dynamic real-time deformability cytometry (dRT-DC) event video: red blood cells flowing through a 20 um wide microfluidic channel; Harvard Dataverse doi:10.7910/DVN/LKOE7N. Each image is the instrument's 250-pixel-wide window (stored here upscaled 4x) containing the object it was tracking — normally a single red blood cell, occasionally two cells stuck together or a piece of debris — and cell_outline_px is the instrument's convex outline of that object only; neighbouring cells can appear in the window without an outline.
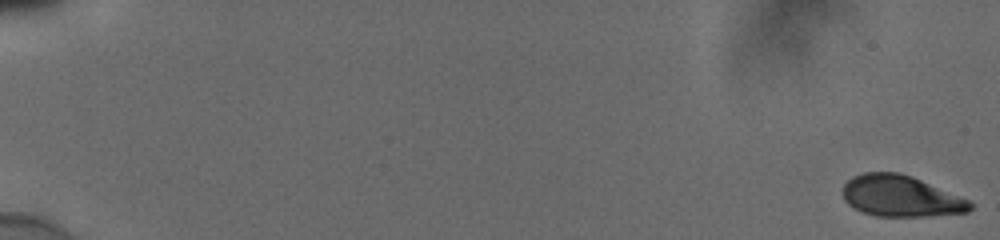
{"species": "human", "species_latin": "Homo sapiens", "temperature_condition": "cold", "stored_images_in_passage": 56, "camera_frame_rate_fps": 3000, "um_per_image_px": 0.085, "donor": {"sex": "male"}, "frame": {"image": 1, "passage_image": 1, "time_ms": 0.0, "image_size_px": [1000, 240], "cell_outline_px": [[976, 204], [968, 212], [924, 216], [876, 216], [864, 212], [848, 204], [844, 200], [844, 184], [852, 176], [864, 172], [900, 172], [912, 176], [972, 200]], "centroid_in_image_um": [76.62, 16.66], "position_along_channel_um": 8.4, "area_um2": 30.75}}
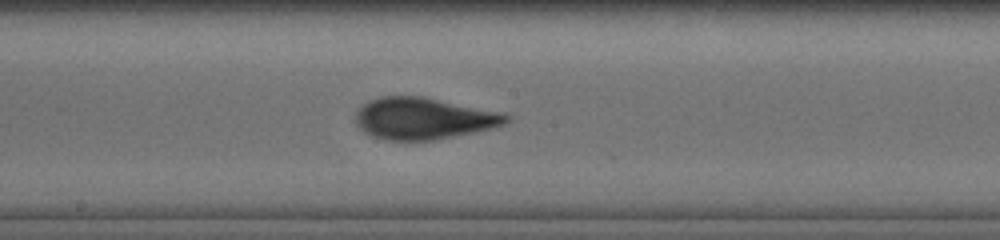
{"frame": {"image": 2, "passage_image": 33, "time_ms": 10.667, "image_size_px": [1000, 240], "cell_outline_px": [[512, 116], [504, 124], [492, 128], [432, 140], [388, 140], [372, 136], [364, 132], [356, 124], [356, 112], [368, 100], [380, 96], [424, 96], [504, 112]], "centroid_in_image_um": [36.01, 10.05], "position_along_channel_um": 212.2, "area_um2": 36.65}}
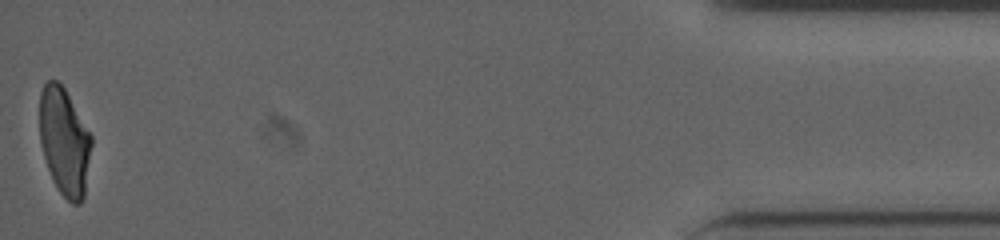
{"frame": {"image": 3, "passage_image": 56, "time_ms": 18.333, "image_size_px": [1000, 240], "cell_outline_px": [[92, 144], [84, 200], [80, 204], [72, 204], [60, 192], [52, 180], [44, 156], [40, 140], [40, 92], [44, 84], [48, 80], [56, 80], [64, 88], [92, 136]], "centroid_in_image_um": [5.49, 12.06], "position_along_channel_um": 429.7, "area_um2": 32.43}, "authors_computed_cell_mechanics": {"area_um2": 34.8534, "velocity_mm_per_s": 3.8608, "shape_relaxation_time_tau1_ms": 5.4128, "shape_relaxation_time_tau2_ms": 0.7089, "deformation_change_tau1": 0.1864, "deformation_change_tau2": 0.0537}}